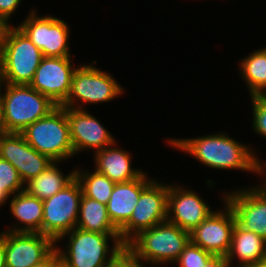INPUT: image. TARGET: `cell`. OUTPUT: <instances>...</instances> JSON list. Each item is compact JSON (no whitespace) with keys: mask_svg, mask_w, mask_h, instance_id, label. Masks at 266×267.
<instances>
[{"mask_svg":"<svg viewBox=\"0 0 266 267\" xmlns=\"http://www.w3.org/2000/svg\"><path fill=\"white\" fill-rule=\"evenodd\" d=\"M170 146L189 153L200 163L218 170H244L259 172V158L252 148L241 144L225 133L219 132L195 138L167 140Z\"/></svg>","mask_w":266,"mask_h":267,"instance_id":"obj_1","label":"cell"},{"mask_svg":"<svg viewBox=\"0 0 266 267\" xmlns=\"http://www.w3.org/2000/svg\"><path fill=\"white\" fill-rule=\"evenodd\" d=\"M67 236V251L56 246L58 260L65 267H103L126 246L121 241L119 233H98L77 227L63 234L56 243ZM109 239L114 243L111 250Z\"/></svg>","mask_w":266,"mask_h":267,"instance_id":"obj_2","label":"cell"},{"mask_svg":"<svg viewBox=\"0 0 266 267\" xmlns=\"http://www.w3.org/2000/svg\"><path fill=\"white\" fill-rule=\"evenodd\" d=\"M190 241V233L169 221L140 231L126 247L142 263L152 266L174 263ZM171 262V263H170Z\"/></svg>","mask_w":266,"mask_h":267,"instance_id":"obj_3","label":"cell"},{"mask_svg":"<svg viewBox=\"0 0 266 267\" xmlns=\"http://www.w3.org/2000/svg\"><path fill=\"white\" fill-rule=\"evenodd\" d=\"M21 134L30 146L54 162L74 156L66 107L57 106L47 116L27 126Z\"/></svg>","mask_w":266,"mask_h":267,"instance_id":"obj_4","label":"cell"},{"mask_svg":"<svg viewBox=\"0 0 266 267\" xmlns=\"http://www.w3.org/2000/svg\"><path fill=\"white\" fill-rule=\"evenodd\" d=\"M0 97L8 133H21L27 126L47 116L57 107L30 85L0 83Z\"/></svg>","mask_w":266,"mask_h":267,"instance_id":"obj_5","label":"cell"},{"mask_svg":"<svg viewBox=\"0 0 266 267\" xmlns=\"http://www.w3.org/2000/svg\"><path fill=\"white\" fill-rule=\"evenodd\" d=\"M43 58L41 50L12 26L0 53V83L29 85Z\"/></svg>","mask_w":266,"mask_h":267,"instance_id":"obj_6","label":"cell"},{"mask_svg":"<svg viewBox=\"0 0 266 267\" xmlns=\"http://www.w3.org/2000/svg\"><path fill=\"white\" fill-rule=\"evenodd\" d=\"M123 90L111 74L95 68L93 63L80 65L73 73L69 95L61 107L83 109L84 103L111 101L122 95Z\"/></svg>","mask_w":266,"mask_h":267,"instance_id":"obj_7","label":"cell"},{"mask_svg":"<svg viewBox=\"0 0 266 267\" xmlns=\"http://www.w3.org/2000/svg\"><path fill=\"white\" fill-rule=\"evenodd\" d=\"M82 195L81 184L75 178L64 189L43 200L42 234L56 242L73 230L77 225Z\"/></svg>","mask_w":266,"mask_h":267,"instance_id":"obj_8","label":"cell"},{"mask_svg":"<svg viewBox=\"0 0 266 267\" xmlns=\"http://www.w3.org/2000/svg\"><path fill=\"white\" fill-rule=\"evenodd\" d=\"M169 184L152 180L141 192L130 219L119 229L126 245L140 231L167 220Z\"/></svg>","mask_w":266,"mask_h":267,"instance_id":"obj_9","label":"cell"},{"mask_svg":"<svg viewBox=\"0 0 266 267\" xmlns=\"http://www.w3.org/2000/svg\"><path fill=\"white\" fill-rule=\"evenodd\" d=\"M17 27L44 57H71L68 23L54 16H37L33 9Z\"/></svg>","mask_w":266,"mask_h":267,"instance_id":"obj_10","label":"cell"},{"mask_svg":"<svg viewBox=\"0 0 266 267\" xmlns=\"http://www.w3.org/2000/svg\"><path fill=\"white\" fill-rule=\"evenodd\" d=\"M6 267L43 264L55 251L56 242L41 233L4 232Z\"/></svg>","mask_w":266,"mask_h":267,"instance_id":"obj_11","label":"cell"},{"mask_svg":"<svg viewBox=\"0 0 266 267\" xmlns=\"http://www.w3.org/2000/svg\"><path fill=\"white\" fill-rule=\"evenodd\" d=\"M224 203V211H213L190 232V241L214 256L226 257L231 247L236 219L230 206Z\"/></svg>","mask_w":266,"mask_h":267,"instance_id":"obj_12","label":"cell"},{"mask_svg":"<svg viewBox=\"0 0 266 267\" xmlns=\"http://www.w3.org/2000/svg\"><path fill=\"white\" fill-rule=\"evenodd\" d=\"M223 197L234 212L236 223L266 241V190L261 184L227 192Z\"/></svg>","mask_w":266,"mask_h":267,"instance_id":"obj_13","label":"cell"},{"mask_svg":"<svg viewBox=\"0 0 266 267\" xmlns=\"http://www.w3.org/2000/svg\"><path fill=\"white\" fill-rule=\"evenodd\" d=\"M71 57H44L29 84L33 89L61 106L69 95L75 65Z\"/></svg>","mask_w":266,"mask_h":267,"instance_id":"obj_14","label":"cell"},{"mask_svg":"<svg viewBox=\"0 0 266 267\" xmlns=\"http://www.w3.org/2000/svg\"><path fill=\"white\" fill-rule=\"evenodd\" d=\"M0 157L16 168L24 184L54 162L30 146L21 133L0 136Z\"/></svg>","mask_w":266,"mask_h":267,"instance_id":"obj_15","label":"cell"},{"mask_svg":"<svg viewBox=\"0 0 266 267\" xmlns=\"http://www.w3.org/2000/svg\"><path fill=\"white\" fill-rule=\"evenodd\" d=\"M213 210L194 191L169 185L167 221L192 232Z\"/></svg>","mask_w":266,"mask_h":267,"instance_id":"obj_16","label":"cell"},{"mask_svg":"<svg viewBox=\"0 0 266 267\" xmlns=\"http://www.w3.org/2000/svg\"><path fill=\"white\" fill-rule=\"evenodd\" d=\"M66 115L74 155L89 148L96 152L116 142L101 122L86 110L66 108Z\"/></svg>","mask_w":266,"mask_h":267,"instance_id":"obj_17","label":"cell"},{"mask_svg":"<svg viewBox=\"0 0 266 267\" xmlns=\"http://www.w3.org/2000/svg\"><path fill=\"white\" fill-rule=\"evenodd\" d=\"M151 181L143 173L137 179L115 184L107 204V214L118 230L130 219L142 190Z\"/></svg>","mask_w":266,"mask_h":267,"instance_id":"obj_18","label":"cell"},{"mask_svg":"<svg viewBox=\"0 0 266 267\" xmlns=\"http://www.w3.org/2000/svg\"><path fill=\"white\" fill-rule=\"evenodd\" d=\"M115 145L116 142L94 153L95 170L115 183L139 178L144 172L140 169L132 168V156L130 153L115 147Z\"/></svg>","mask_w":266,"mask_h":267,"instance_id":"obj_19","label":"cell"},{"mask_svg":"<svg viewBox=\"0 0 266 267\" xmlns=\"http://www.w3.org/2000/svg\"><path fill=\"white\" fill-rule=\"evenodd\" d=\"M238 260L235 267L263 261L266 259V241L254 232L241 228L237 223L234 227L231 247L226 256L230 266Z\"/></svg>","mask_w":266,"mask_h":267,"instance_id":"obj_20","label":"cell"},{"mask_svg":"<svg viewBox=\"0 0 266 267\" xmlns=\"http://www.w3.org/2000/svg\"><path fill=\"white\" fill-rule=\"evenodd\" d=\"M11 198L10 213L23 225L15 224L6 231L42 234L43 200L29 195L25 190Z\"/></svg>","mask_w":266,"mask_h":267,"instance_id":"obj_21","label":"cell"},{"mask_svg":"<svg viewBox=\"0 0 266 267\" xmlns=\"http://www.w3.org/2000/svg\"><path fill=\"white\" fill-rule=\"evenodd\" d=\"M64 175L57 167V162H53L38 176L31 178L25 183V191L40 200H45L64 189L75 178V170Z\"/></svg>","mask_w":266,"mask_h":267,"instance_id":"obj_22","label":"cell"},{"mask_svg":"<svg viewBox=\"0 0 266 267\" xmlns=\"http://www.w3.org/2000/svg\"><path fill=\"white\" fill-rule=\"evenodd\" d=\"M77 228L98 233H119L107 214V205L86 197L80 200Z\"/></svg>","mask_w":266,"mask_h":267,"instance_id":"obj_23","label":"cell"},{"mask_svg":"<svg viewBox=\"0 0 266 267\" xmlns=\"http://www.w3.org/2000/svg\"><path fill=\"white\" fill-rule=\"evenodd\" d=\"M238 65L250 97L263 96L266 93V47L251 52Z\"/></svg>","mask_w":266,"mask_h":267,"instance_id":"obj_24","label":"cell"},{"mask_svg":"<svg viewBox=\"0 0 266 267\" xmlns=\"http://www.w3.org/2000/svg\"><path fill=\"white\" fill-rule=\"evenodd\" d=\"M76 179L80 182L86 197L108 204L115 182L107 176L94 170L92 173L75 169Z\"/></svg>","mask_w":266,"mask_h":267,"instance_id":"obj_25","label":"cell"},{"mask_svg":"<svg viewBox=\"0 0 266 267\" xmlns=\"http://www.w3.org/2000/svg\"><path fill=\"white\" fill-rule=\"evenodd\" d=\"M0 188L10 197L24 191L25 184L16 168L7 160L0 157Z\"/></svg>","mask_w":266,"mask_h":267,"instance_id":"obj_26","label":"cell"},{"mask_svg":"<svg viewBox=\"0 0 266 267\" xmlns=\"http://www.w3.org/2000/svg\"><path fill=\"white\" fill-rule=\"evenodd\" d=\"M213 256V254L189 241L175 263L179 267H204Z\"/></svg>","mask_w":266,"mask_h":267,"instance_id":"obj_27","label":"cell"},{"mask_svg":"<svg viewBox=\"0 0 266 267\" xmlns=\"http://www.w3.org/2000/svg\"><path fill=\"white\" fill-rule=\"evenodd\" d=\"M253 129L262 137H266V99L263 96H252Z\"/></svg>","mask_w":266,"mask_h":267,"instance_id":"obj_28","label":"cell"},{"mask_svg":"<svg viewBox=\"0 0 266 267\" xmlns=\"http://www.w3.org/2000/svg\"><path fill=\"white\" fill-rule=\"evenodd\" d=\"M135 255L124 246L110 261L103 267H146Z\"/></svg>","mask_w":266,"mask_h":267,"instance_id":"obj_29","label":"cell"},{"mask_svg":"<svg viewBox=\"0 0 266 267\" xmlns=\"http://www.w3.org/2000/svg\"><path fill=\"white\" fill-rule=\"evenodd\" d=\"M21 0H0V15L7 20L11 19L13 13L17 10Z\"/></svg>","mask_w":266,"mask_h":267,"instance_id":"obj_30","label":"cell"},{"mask_svg":"<svg viewBox=\"0 0 266 267\" xmlns=\"http://www.w3.org/2000/svg\"><path fill=\"white\" fill-rule=\"evenodd\" d=\"M9 20H7L4 16L0 15V53L2 52L3 46L6 41V37L9 29L12 27Z\"/></svg>","mask_w":266,"mask_h":267,"instance_id":"obj_31","label":"cell"},{"mask_svg":"<svg viewBox=\"0 0 266 267\" xmlns=\"http://www.w3.org/2000/svg\"><path fill=\"white\" fill-rule=\"evenodd\" d=\"M204 267H231L226 257L213 256Z\"/></svg>","mask_w":266,"mask_h":267,"instance_id":"obj_32","label":"cell"},{"mask_svg":"<svg viewBox=\"0 0 266 267\" xmlns=\"http://www.w3.org/2000/svg\"><path fill=\"white\" fill-rule=\"evenodd\" d=\"M0 267H6L4 231L0 232Z\"/></svg>","mask_w":266,"mask_h":267,"instance_id":"obj_33","label":"cell"},{"mask_svg":"<svg viewBox=\"0 0 266 267\" xmlns=\"http://www.w3.org/2000/svg\"><path fill=\"white\" fill-rule=\"evenodd\" d=\"M7 127L5 122V114H4V108L0 97V136L7 134Z\"/></svg>","mask_w":266,"mask_h":267,"instance_id":"obj_34","label":"cell"},{"mask_svg":"<svg viewBox=\"0 0 266 267\" xmlns=\"http://www.w3.org/2000/svg\"><path fill=\"white\" fill-rule=\"evenodd\" d=\"M58 261L56 251L43 263L30 267H52Z\"/></svg>","mask_w":266,"mask_h":267,"instance_id":"obj_35","label":"cell"},{"mask_svg":"<svg viewBox=\"0 0 266 267\" xmlns=\"http://www.w3.org/2000/svg\"><path fill=\"white\" fill-rule=\"evenodd\" d=\"M258 166H259V172H258V174L261 175V173L263 174V173L266 172V163L265 162H262V161L259 160ZM263 179H265V180H263L264 181L263 182L264 184L262 183L261 186L266 190V177L263 178Z\"/></svg>","mask_w":266,"mask_h":267,"instance_id":"obj_36","label":"cell"},{"mask_svg":"<svg viewBox=\"0 0 266 267\" xmlns=\"http://www.w3.org/2000/svg\"><path fill=\"white\" fill-rule=\"evenodd\" d=\"M8 199H10V196L2 188H0V207L4 205Z\"/></svg>","mask_w":266,"mask_h":267,"instance_id":"obj_37","label":"cell"},{"mask_svg":"<svg viewBox=\"0 0 266 267\" xmlns=\"http://www.w3.org/2000/svg\"><path fill=\"white\" fill-rule=\"evenodd\" d=\"M241 267H266V259L263 261L247 264Z\"/></svg>","mask_w":266,"mask_h":267,"instance_id":"obj_38","label":"cell"},{"mask_svg":"<svg viewBox=\"0 0 266 267\" xmlns=\"http://www.w3.org/2000/svg\"><path fill=\"white\" fill-rule=\"evenodd\" d=\"M52 267H65L59 260Z\"/></svg>","mask_w":266,"mask_h":267,"instance_id":"obj_39","label":"cell"}]
</instances>
